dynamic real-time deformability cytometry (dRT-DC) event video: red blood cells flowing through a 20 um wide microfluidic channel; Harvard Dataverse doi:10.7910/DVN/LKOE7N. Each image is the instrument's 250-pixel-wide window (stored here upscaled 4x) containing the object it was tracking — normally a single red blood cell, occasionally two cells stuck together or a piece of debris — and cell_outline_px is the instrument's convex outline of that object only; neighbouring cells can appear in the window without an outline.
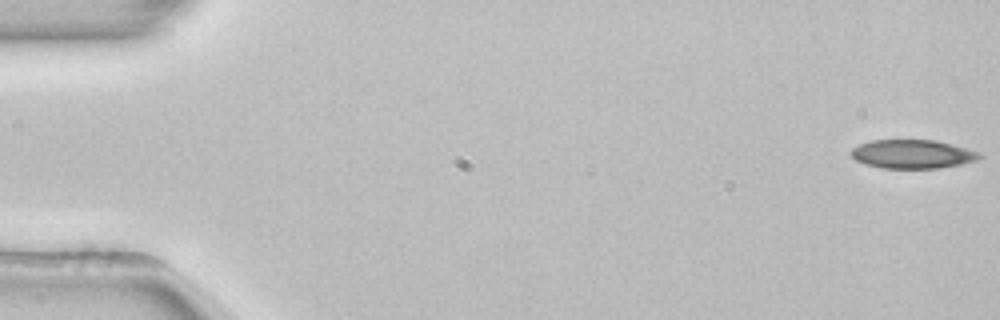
{"species": "common noctule bat (a hibernating species)", "species_latin": "Nyctalus noctula", "temperature_condition": "room temperature", "stored_images_in_passage": 17, "camera_frame_rate_fps": 3000, "um_per_image_px": 0.085, "animal": {"sex": "female", "body_mass_g": 22.7, "forearm_length_mm": 54.2}, "frame": {"image": 1, "passage_image": 1, "time_ms": 0.0, "image_size_px": [1000, 320], "cell_outline_px": [[984, 156], [976, 160], [960, 164], [940, 168], [884, 168], [864, 164], [856, 160], [848, 152], [852, 148], [860, 144], [872, 140], [932, 140], [964, 148], [976, 152]], "centroid_in_image_um": [77.49, 13.1], "position_along_channel_um": 7.5, "area_um2": 21.21}}
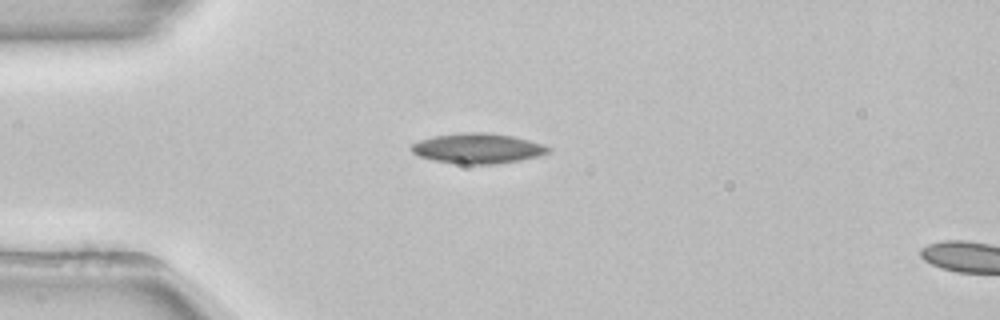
{"frame": {"image": 2, "passage_image": 14, "time_ms": 4.333, "image_size_px": [1000, 320], "cell_outline_px": [[552, 152], [540, 156], [520, 160], [496, 164], [464, 164], [432, 160], [420, 156], [412, 152], [408, 148], [412, 144], [420, 140], [432, 136], [464, 132], [488, 132], [512, 136], [544, 144], [552, 148]], "centroid_in_image_um": [40.63, 12.61], "position_along_channel_um": 44.4, "area_um2": 24.28}}